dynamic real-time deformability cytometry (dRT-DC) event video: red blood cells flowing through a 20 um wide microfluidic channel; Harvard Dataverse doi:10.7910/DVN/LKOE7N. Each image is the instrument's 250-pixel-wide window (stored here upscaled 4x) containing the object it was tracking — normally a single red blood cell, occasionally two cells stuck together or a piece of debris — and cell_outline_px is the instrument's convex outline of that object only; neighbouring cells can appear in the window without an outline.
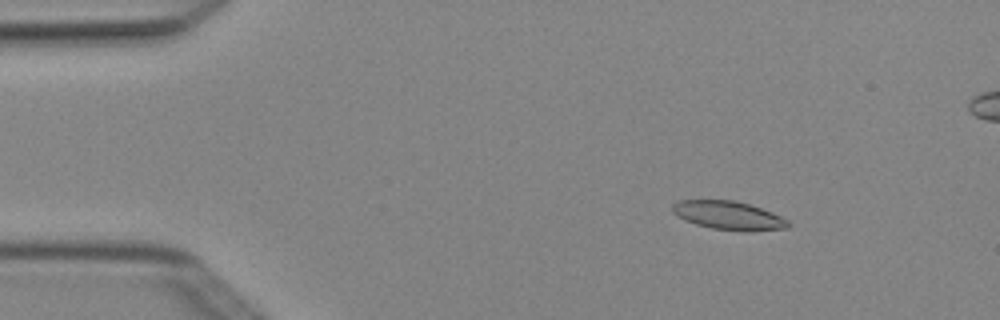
{"species": "Egyptian fruit bat (a non-hibernating species)", "species_latin": "Rousettus aegyptiacus", "temperature_condition": "cold", "stored_images_in_passage": 5, "camera_frame_rate_fps": 3000, "um_per_image_px": 0.085, "animal": {"sex": "female"}, "frame": {"image": 1, "passage_image": 2, "time_ms": 0.333, "image_size_px": [1000, 320], "cell_outline_px": [[792, 224], [788, 228], [748, 232], [712, 228], [696, 224], [684, 220], [672, 212], [672, 204], [676, 200], [732, 200], [748, 204], [772, 212], [788, 220]], "centroid_in_image_um": [61.93, 18.32], "position_along_channel_um": 23.1, "area_um2": 19.36}}